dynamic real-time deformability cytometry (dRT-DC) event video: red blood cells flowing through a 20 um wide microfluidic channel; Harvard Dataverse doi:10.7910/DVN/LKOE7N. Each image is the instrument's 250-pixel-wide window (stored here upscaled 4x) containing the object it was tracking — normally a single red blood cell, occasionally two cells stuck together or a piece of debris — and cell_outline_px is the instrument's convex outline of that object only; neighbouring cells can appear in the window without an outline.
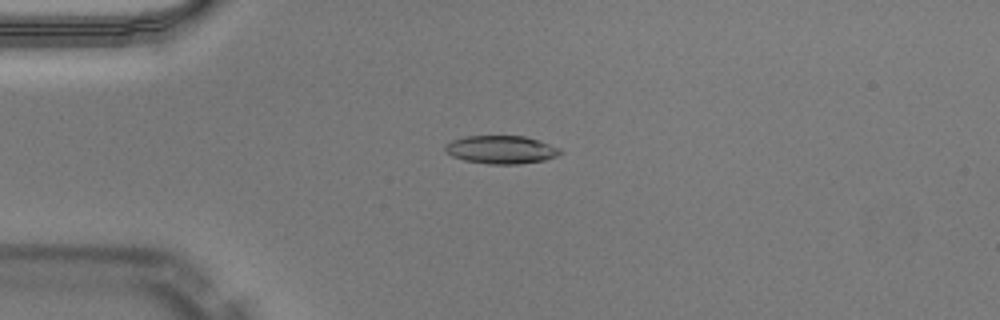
{"species": "Egyptian fruit bat (a non-hibernating species)", "species_latin": "Rousettus aegyptiacus", "temperature_condition": "warm", "stored_images_in_passage": 49, "camera_frame_rate_fps": 3000, "um_per_image_px": 0.085, "animal": {"sex": "male"}, "frame": {"image": 1, "passage_image": 12, "time_ms": 3.667, "image_size_px": [1000, 320], "cell_outline_px": [[564, 152], [556, 156], [544, 160], [520, 164], [488, 164], [464, 160], [452, 156], [444, 152], [444, 144], [452, 140], [464, 136], [524, 136], [560, 148]], "centroid_in_image_um": [42.55, 12.72], "position_along_channel_um": 42.4, "area_um2": 18.9}}
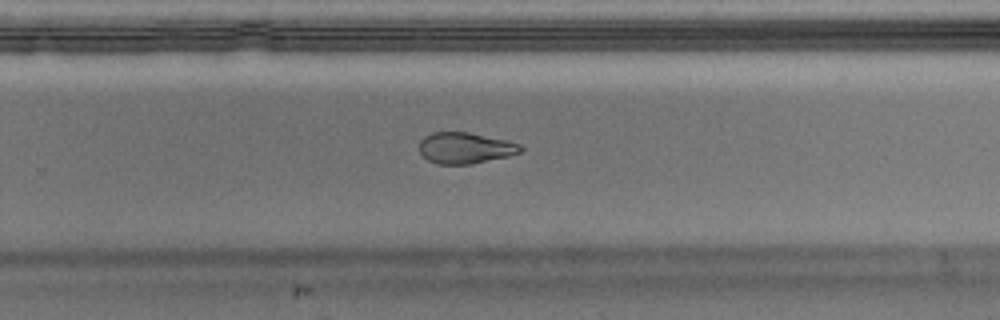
{"frame": {"image": 2, "passage_image": 32, "time_ms": 10.333, "image_size_px": [1000, 320], "cell_outline_px": [[524, 148], [520, 152], [508, 156], [472, 164], [440, 164], [428, 160], [420, 152], [420, 140], [424, 136], [432, 132], [468, 132], [508, 140], [520, 144]], "centroid_in_image_um": [39.56, 12.57], "position_along_channel_um": 290.2, "area_um2": 18.38}}
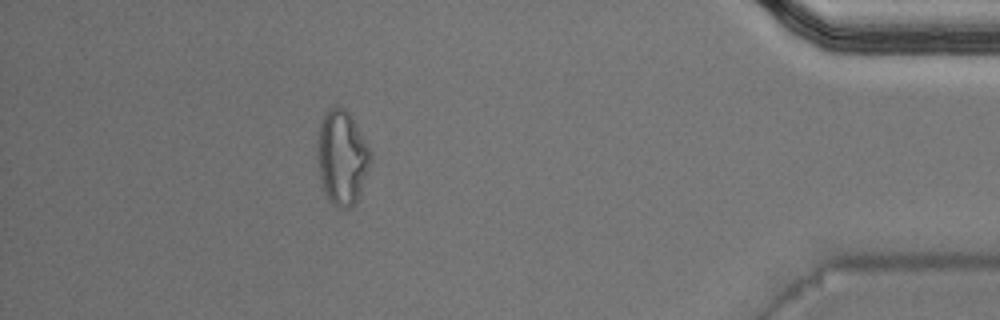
{"frame": {"image": 3, "passage_image": 44, "time_ms": 14.333, "image_size_px": [1000, 320], "cell_outline_px": [[372, 160], [356, 204], [348, 208], [336, 208], [328, 200], [324, 192], [320, 176], [316, 152], [316, 132], [324, 112], [336, 104], [344, 108], [348, 112], [372, 152]], "centroid_in_image_um": [29.04, 13.38], "position_along_channel_um": 406.2, "area_um2": 29.88}, "authors_computed_cell_mechanics": {"area_um2": 19.1896, "velocity_mm_per_s": 4.0705, "shape_relaxation_time_tau1_ms": 4.787, "shape_relaxation_time_tau2_ms": 3.4879, "deformation_change_tau1": 0.1778, "deformation_change_tau2": 0.1066}}